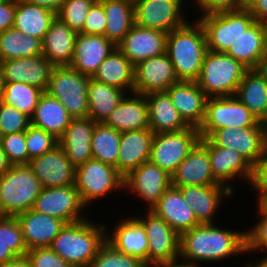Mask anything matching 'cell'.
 <instances>
[{"mask_svg": "<svg viewBox=\"0 0 267 267\" xmlns=\"http://www.w3.org/2000/svg\"><path fill=\"white\" fill-rule=\"evenodd\" d=\"M221 224H200L180 235L179 261L193 267L214 266L237 257H245L246 229ZM220 225V226H219ZM228 226V227H227ZM235 256V257H234ZM202 263V264H201Z\"/></svg>", "mask_w": 267, "mask_h": 267, "instance_id": "obj_1", "label": "cell"}, {"mask_svg": "<svg viewBox=\"0 0 267 267\" xmlns=\"http://www.w3.org/2000/svg\"><path fill=\"white\" fill-rule=\"evenodd\" d=\"M91 215L83 220L65 223L49 246L73 267H89L106 241V221L98 223Z\"/></svg>", "mask_w": 267, "mask_h": 267, "instance_id": "obj_2", "label": "cell"}, {"mask_svg": "<svg viewBox=\"0 0 267 267\" xmlns=\"http://www.w3.org/2000/svg\"><path fill=\"white\" fill-rule=\"evenodd\" d=\"M207 51L204 29L194 17L182 27L167 34L166 54L179 80L198 79Z\"/></svg>", "mask_w": 267, "mask_h": 267, "instance_id": "obj_3", "label": "cell"}, {"mask_svg": "<svg viewBox=\"0 0 267 267\" xmlns=\"http://www.w3.org/2000/svg\"><path fill=\"white\" fill-rule=\"evenodd\" d=\"M75 187L81 202L89 210L91 206H95V203L97 205L98 201L109 199L113 193V199L119 194L125 195L124 176L116 167L95 159L87 160L75 168Z\"/></svg>", "mask_w": 267, "mask_h": 267, "instance_id": "obj_4", "label": "cell"}, {"mask_svg": "<svg viewBox=\"0 0 267 267\" xmlns=\"http://www.w3.org/2000/svg\"><path fill=\"white\" fill-rule=\"evenodd\" d=\"M249 69L226 53L208 50L196 82L208 98L235 96Z\"/></svg>", "mask_w": 267, "mask_h": 267, "instance_id": "obj_5", "label": "cell"}, {"mask_svg": "<svg viewBox=\"0 0 267 267\" xmlns=\"http://www.w3.org/2000/svg\"><path fill=\"white\" fill-rule=\"evenodd\" d=\"M42 189L28 165H12L0 177V215L16 216L30 210Z\"/></svg>", "mask_w": 267, "mask_h": 267, "instance_id": "obj_6", "label": "cell"}, {"mask_svg": "<svg viewBox=\"0 0 267 267\" xmlns=\"http://www.w3.org/2000/svg\"><path fill=\"white\" fill-rule=\"evenodd\" d=\"M89 81V76L71 66H54L45 92L58 99L72 118H86Z\"/></svg>", "mask_w": 267, "mask_h": 267, "instance_id": "obj_7", "label": "cell"}, {"mask_svg": "<svg viewBox=\"0 0 267 267\" xmlns=\"http://www.w3.org/2000/svg\"><path fill=\"white\" fill-rule=\"evenodd\" d=\"M265 127L258 118L236 97L208 98L205 116L198 128L200 138H208L222 128Z\"/></svg>", "mask_w": 267, "mask_h": 267, "instance_id": "obj_8", "label": "cell"}, {"mask_svg": "<svg viewBox=\"0 0 267 267\" xmlns=\"http://www.w3.org/2000/svg\"><path fill=\"white\" fill-rule=\"evenodd\" d=\"M194 18L204 29L208 50L218 53H226L231 44L255 22L254 17L246 8Z\"/></svg>", "mask_w": 267, "mask_h": 267, "instance_id": "obj_9", "label": "cell"}, {"mask_svg": "<svg viewBox=\"0 0 267 267\" xmlns=\"http://www.w3.org/2000/svg\"><path fill=\"white\" fill-rule=\"evenodd\" d=\"M186 0H135V24L142 28L169 33L185 25L189 20L191 5ZM187 4V5H186ZM189 4V5H188ZM188 7V8H186ZM186 14V15H185ZM188 16V18H187Z\"/></svg>", "mask_w": 267, "mask_h": 267, "instance_id": "obj_10", "label": "cell"}, {"mask_svg": "<svg viewBox=\"0 0 267 267\" xmlns=\"http://www.w3.org/2000/svg\"><path fill=\"white\" fill-rule=\"evenodd\" d=\"M142 211L133 216L144 227L149 241L145 262L150 266L179 261L180 235L153 211Z\"/></svg>", "mask_w": 267, "mask_h": 267, "instance_id": "obj_11", "label": "cell"}, {"mask_svg": "<svg viewBox=\"0 0 267 267\" xmlns=\"http://www.w3.org/2000/svg\"><path fill=\"white\" fill-rule=\"evenodd\" d=\"M199 141V130L192 126L179 132L155 133L149 160L172 176Z\"/></svg>", "mask_w": 267, "mask_h": 267, "instance_id": "obj_12", "label": "cell"}, {"mask_svg": "<svg viewBox=\"0 0 267 267\" xmlns=\"http://www.w3.org/2000/svg\"><path fill=\"white\" fill-rule=\"evenodd\" d=\"M172 186V176L150 160L144 162L124 177V192L142 201L145 210L160 200L164 192ZM139 199V200H138ZM144 203V204H143Z\"/></svg>", "mask_w": 267, "mask_h": 267, "instance_id": "obj_13", "label": "cell"}, {"mask_svg": "<svg viewBox=\"0 0 267 267\" xmlns=\"http://www.w3.org/2000/svg\"><path fill=\"white\" fill-rule=\"evenodd\" d=\"M199 142L209 152L211 172L220 185L225 186L234 194L237 193L234 189L237 188L236 183L239 184L237 181L241 184L247 182L249 186L253 166L241 154L233 149L215 146L208 138H200ZM241 179L243 181H240Z\"/></svg>", "mask_w": 267, "mask_h": 267, "instance_id": "obj_14", "label": "cell"}, {"mask_svg": "<svg viewBox=\"0 0 267 267\" xmlns=\"http://www.w3.org/2000/svg\"><path fill=\"white\" fill-rule=\"evenodd\" d=\"M32 209L61 219L65 223L83 220L90 214L87 207L81 202L75 184L43 188Z\"/></svg>", "mask_w": 267, "mask_h": 267, "instance_id": "obj_15", "label": "cell"}, {"mask_svg": "<svg viewBox=\"0 0 267 267\" xmlns=\"http://www.w3.org/2000/svg\"><path fill=\"white\" fill-rule=\"evenodd\" d=\"M208 139L215 146L238 152L252 166L259 161L267 149L265 127L222 128L215 130Z\"/></svg>", "mask_w": 267, "mask_h": 267, "instance_id": "obj_16", "label": "cell"}, {"mask_svg": "<svg viewBox=\"0 0 267 267\" xmlns=\"http://www.w3.org/2000/svg\"><path fill=\"white\" fill-rule=\"evenodd\" d=\"M177 188L181 191L200 224L222 223L217 216L221 212V205L224 206L226 203H223V201L228 200L229 202L230 199L233 202V198L236 196V194L223 185L184 186Z\"/></svg>", "mask_w": 267, "mask_h": 267, "instance_id": "obj_17", "label": "cell"}, {"mask_svg": "<svg viewBox=\"0 0 267 267\" xmlns=\"http://www.w3.org/2000/svg\"><path fill=\"white\" fill-rule=\"evenodd\" d=\"M178 81L174 66L166 53L141 61L134 66V92L137 94L165 92Z\"/></svg>", "mask_w": 267, "mask_h": 267, "instance_id": "obj_18", "label": "cell"}, {"mask_svg": "<svg viewBox=\"0 0 267 267\" xmlns=\"http://www.w3.org/2000/svg\"><path fill=\"white\" fill-rule=\"evenodd\" d=\"M28 166L43 188L75 184V167L59 144L41 156L31 159Z\"/></svg>", "mask_w": 267, "mask_h": 267, "instance_id": "obj_19", "label": "cell"}, {"mask_svg": "<svg viewBox=\"0 0 267 267\" xmlns=\"http://www.w3.org/2000/svg\"><path fill=\"white\" fill-rule=\"evenodd\" d=\"M166 40L167 33L134 24L117 48L135 66L141 61L166 53Z\"/></svg>", "mask_w": 267, "mask_h": 267, "instance_id": "obj_20", "label": "cell"}, {"mask_svg": "<svg viewBox=\"0 0 267 267\" xmlns=\"http://www.w3.org/2000/svg\"><path fill=\"white\" fill-rule=\"evenodd\" d=\"M54 66L41 54L0 61L3 82H23L46 91Z\"/></svg>", "mask_w": 267, "mask_h": 267, "instance_id": "obj_21", "label": "cell"}, {"mask_svg": "<svg viewBox=\"0 0 267 267\" xmlns=\"http://www.w3.org/2000/svg\"><path fill=\"white\" fill-rule=\"evenodd\" d=\"M123 216L115 222L113 229L106 223V240L123 254L143 261L147 259L149 241L142 224L132 215ZM109 231V232H108Z\"/></svg>", "mask_w": 267, "mask_h": 267, "instance_id": "obj_22", "label": "cell"}, {"mask_svg": "<svg viewBox=\"0 0 267 267\" xmlns=\"http://www.w3.org/2000/svg\"><path fill=\"white\" fill-rule=\"evenodd\" d=\"M184 121L199 128L205 116L208 97L196 81L179 80L165 91Z\"/></svg>", "mask_w": 267, "mask_h": 267, "instance_id": "obj_23", "label": "cell"}, {"mask_svg": "<svg viewBox=\"0 0 267 267\" xmlns=\"http://www.w3.org/2000/svg\"><path fill=\"white\" fill-rule=\"evenodd\" d=\"M116 47L104 35L78 33L70 66L81 74L92 77Z\"/></svg>", "mask_w": 267, "mask_h": 267, "instance_id": "obj_24", "label": "cell"}, {"mask_svg": "<svg viewBox=\"0 0 267 267\" xmlns=\"http://www.w3.org/2000/svg\"><path fill=\"white\" fill-rule=\"evenodd\" d=\"M18 220L27 249L49 247L65 222L32 208L15 216Z\"/></svg>", "mask_w": 267, "mask_h": 267, "instance_id": "obj_25", "label": "cell"}, {"mask_svg": "<svg viewBox=\"0 0 267 267\" xmlns=\"http://www.w3.org/2000/svg\"><path fill=\"white\" fill-rule=\"evenodd\" d=\"M220 185L211 172L208 150L198 142L172 175V186Z\"/></svg>", "mask_w": 267, "mask_h": 267, "instance_id": "obj_26", "label": "cell"}, {"mask_svg": "<svg viewBox=\"0 0 267 267\" xmlns=\"http://www.w3.org/2000/svg\"><path fill=\"white\" fill-rule=\"evenodd\" d=\"M95 125L96 122L90 117L72 118L69 126L58 139V144L75 168L92 159L91 139Z\"/></svg>", "mask_w": 267, "mask_h": 267, "instance_id": "obj_27", "label": "cell"}, {"mask_svg": "<svg viewBox=\"0 0 267 267\" xmlns=\"http://www.w3.org/2000/svg\"><path fill=\"white\" fill-rule=\"evenodd\" d=\"M151 211L165 220L179 235L200 225L181 191L173 186L164 192Z\"/></svg>", "mask_w": 267, "mask_h": 267, "instance_id": "obj_28", "label": "cell"}, {"mask_svg": "<svg viewBox=\"0 0 267 267\" xmlns=\"http://www.w3.org/2000/svg\"><path fill=\"white\" fill-rule=\"evenodd\" d=\"M103 123L119 132L149 128L146 96L126 93Z\"/></svg>", "mask_w": 267, "mask_h": 267, "instance_id": "obj_29", "label": "cell"}, {"mask_svg": "<svg viewBox=\"0 0 267 267\" xmlns=\"http://www.w3.org/2000/svg\"><path fill=\"white\" fill-rule=\"evenodd\" d=\"M153 137L150 128L121 132L117 170L124 177L150 159Z\"/></svg>", "mask_w": 267, "mask_h": 267, "instance_id": "obj_30", "label": "cell"}, {"mask_svg": "<svg viewBox=\"0 0 267 267\" xmlns=\"http://www.w3.org/2000/svg\"><path fill=\"white\" fill-rule=\"evenodd\" d=\"M77 34L56 17L42 40V55L53 66H70Z\"/></svg>", "mask_w": 267, "mask_h": 267, "instance_id": "obj_31", "label": "cell"}, {"mask_svg": "<svg viewBox=\"0 0 267 267\" xmlns=\"http://www.w3.org/2000/svg\"><path fill=\"white\" fill-rule=\"evenodd\" d=\"M145 96L148 103L149 128L154 134L179 132L190 127L166 92H152Z\"/></svg>", "mask_w": 267, "mask_h": 267, "instance_id": "obj_32", "label": "cell"}, {"mask_svg": "<svg viewBox=\"0 0 267 267\" xmlns=\"http://www.w3.org/2000/svg\"><path fill=\"white\" fill-rule=\"evenodd\" d=\"M267 53V26L254 22L231 44L227 55L240 61L249 70L254 69Z\"/></svg>", "mask_w": 267, "mask_h": 267, "instance_id": "obj_33", "label": "cell"}, {"mask_svg": "<svg viewBox=\"0 0 267 267\" xmlns=\"http://www.w3.org/2000/svg\"><path fill=\"white\" fill-rule=\"evenodd\" d=\"M72 117L64 105L47 92H43L30 118L32 126L43 129L59 139L69 126Z\"/></svg>", "mask_w": 267, "mask_h": 267, "instance_id": "obj_34", "label": "cell"}, {"mask_svg": "<svg viewBox=\"0 0 267 267\" xmlns=\"http://www.w3.org/2000/svg\"><path fill=\"white\" fill-rule=\"evenodd\" d=\"M91 78L126 93L134 92V65L117 47L99 65Z\"/></svg>", "mask_w": 267, "mask_h": 267, "instance_id": "obj_35", "label": "cell"}, {"mask_svg": "<svg viewBox=\"0 0 267 267\" xmlns=\"http://www.w3.org/2000/svg\"><path fill=\"white\" fill-rule=\"evenodd\" d=\"M55 18L56 13L53 11L29 3L27 0H16L13 27L24 34L43 40Z\"/></svg>", "mask_w": 267, "mask_h": 267, "instance_id": "obj_36", "label": "cell"}, {"mask_svg": "<svg viewBox=\"0 0 267 267\" xmlns=\"http://www.w3.org/2000/svg\"><path fill=\"white\" fill-rule=\"evenodd\" d=\"M235 96L258 118L267 120V81L254 69L248 70Z\"/></svg>", "mask_w": 267, "mask_h": 267, "instance_id": "obj_37", "label": "cell"}, {"mask_svg": "<svg viewBox=\"0 0 267 267\" xmlns=\"http://www.w3.org/2000/svg\"><path fill=\"white\" fill-rule=\"evenodd\" d=\"M126 92L90 77L88 86L89 116L96 123H103L117 107Z\"/></svg>", "mask_w": 267, "mask_h": 267, "instance_id": "obj_38", "label": "cell"}, {"mask_svg": "<svg viewBox=\"0 0 267 267\" xmlns=\"http://www.w3.org/2000/svg\"><path fill=\"white\" fill-rule=\"evenodd\" d=\"M106 16L104 36L116 46L135 24L134 3L123 1H99Z\"/></svg>", "mask_w": 267, "mask_h": 267, "instance_id": "obj_39", "label": "cell"}, {"mask_svg": "<svg viewBox=\"0 0 267 267\" xmlns=\"http://www.w3.org/2000/svg\"><path fill=\"white\" fill-rule=\"evenodd\" d=\"M42 54V40L22 33L14 27L0 33V61Z\"/></svg>", "mask_w": 267, "mask_h": 267, "instance_id": "obj_40", "label": "cell"}, {"mask_svg": "<svg viewBox=\"0 0 267 267\" xmlns=\"http://www.w3.org/2000/svg\"><path fill=\"white\" fill-rule=\"evenodd\" d=\"M121 132L104 123H96L92 133V159L117 168Z\"/></svg>", "mask_w": 267, "mask_h": 267, "instance_id": "obj_41", "label": "cell"}, {"mask_svg": "<svg viewBox=\"0 0 267 267\" xmlns=\"http://www.w3.org/2000/svg\"><path fill=\"white\" fill-rule=\"evenodd\" d=\"M27 251L16 217L0 215V264L25 256Z\"/></svg>", "mask_w": 267, "mask_h": 267, "instance_id": "obj_42", "label": "cell"}, {"mask_svg": "<svg viewBox=\"0 0 267 267\" xmlns=\"http://www.w3.org/2000/svg\"><path fill=\"white\" fill-rule=\"evenodd\" d=\"M3 83L2 102L18 109L31 118L44 91L23 82Z\"/></svg>", "mask_w": 267, "mask_h": 267, "instance_id": "obj_43", "label": "cell"}, {"mask_svg": "<svg viewBox=\"0 0 267 267\" xmlns=\"http://www.w3.org/2000/svg\"><path fill=\"white\" fill-rule=\"evenodd\" d=\"M254 211L256 222L246 227V252L247 257H256L267 254V208L262 203H255ZM257 215V216H256Z\"/></svg>", "mask_w": 267, "mask_h": 267, "instance_id": "obj_44", "label": "cell"}, {"mask_svg": "<svg viewBox=\"0 0 267 267\" xmlns=\"http://www.w3.org/2000/svg\"><path fill=\"white\" fill-rule=\"evenodd\" d=\"M89 267H149V265L139 258L123 254L106 240Z\"/></svg>", "mask_w": 267, "mask_h": 267, "instance_id": "obj_45", "label": "cell"}, {"mask_svg": "<svg viewBox=\"0 0 267 267\" xmlns=\"http://www.w3.org/2000/svg\"><path fill=\"white\" fill-rule=\"evenodd\" d=\"M97 0H66L56 13L62 22L66 23L72 30L79 33L91 6Z\"/></svg>", "mask_w": 267, "mask_h": 267, "instance_id": "obj_46", "label": "cell"}, {"mask_svg": "<svg viewBox=\"0 0 267 267\" xmlns=\"http://www.w3.org/2000/svg\"><path fill=\"white\" fill-rule=\"evenodd\" d=\"M0 143L12 165H28L31 159L26 147L25 131L1 136Z\"/></svg>", "mask_w": 267, "mask_h": 267, "instance_id": "obj_47", "label": "cell"}, {"mask_svg": "<svg viewBox=\"0 0 267 267\" xmlns=\"http://www.w3.org/2000/svg\"><path fill=\"white\" fill-rule=\"evenodd\" d=\"M25 140L30 159L41 156L58 145V139L52 134L32 125L25 131Z\"/></svg>", "mask_w": 267, "mask_h": 267, "instance_id": "obj_48", "label": "cell"}, {"mask_svg": "<svg viewBox=\"0 0 267 267\" xmlns=\"http://www.w3.org/2000/svg\"><path fill=\"white\" fill-rule=\"evenodd\" d=\"M30 125L29 116L10 105L0 102V131L2 136L26 131Z\"/></svg>", "mask_w": 267, "mask_h": 267, "instance_id": "obj_49", "label": "cell"}, {"mask_svg": "<svg viewBox=\"0 0 267 267\" xmlns=\"http://www.w3.org/2000/svg\"><path fill=\"white\" fill-rule=\"evenodd\" d=\"M191 3L192 4L190 5V7H193L191 9L193 12H191L192 16L190 15V17H196V15L199 16L213 14L222 11H235L243 9L246 6L241 0H191ZM192 13H194L195 15H193Z\"/></svg>", "mask_w": 267, "mask_h": 267, "instance_id": "obj_50", "label": "cell"}, {"mask_svg": "<svg viewBox=\"0 0 267 267\" xmlns=\"http://www.w3.org/2000/svg\"><path fill=\"white\" fill-rule=\"evenodd\" d=\"M31 267H73L50 247L29 249L26 253Z\"/></svg>", "mask_w": 267, "mask_h": 267, "instance_id": "obj_51", "label": "cell"}, {"mask_svg": "<svg viewBox=\"0 0 267 267\" xmlns=\"http://www.w3.org/2000/svg\"><path fill=\"white\" fill-rule=\"evenodd\" d=\"M250 191L255 192L256 203L267 199V149L259 161L253 166V175L250 181Z\"/></svg>", "mask_w": 267, "mask_h": 267, "instance_id": "obj_52", "label": "cell"}, {"mask_svg": "<svg viewBox=\"0 0 267 267\" xmlns=\"http://www.w3.org/2000/svg\"><path fill=\"white\" fill-rule=\"evenodd\" d=\"M106 28V16L103 5L97 0L90 8L79 33L104 35Z\"/></svg>", "mask_w": 267, "mask_h": 267, "instance_id": "obj_53", "label": "cell"}, {"mask_svg": "<svg viewBox=\"0 0 267 267\" xmlns=\"http://www.w3.org/2000/svg\"><path fill=\"white\" fill-rule=\"evenodd\" d=\"M16 0H7L0 5V33L14 26Z\"/></svg>", "mask_w": 267, "mask_h": 267, "instance_id": "obj_54", "label": "cell"}, {"mask_svg": "<svg viewBox=\"0 0 267 267\" xmlns=\"http://www.w3.org/2000/svg\"><path fill=\"white\" fill-rule=\"evenodd\" d=\"M245 8L251 13L256 22L267 26V0H250Z\"/></svg>", "mask_w": 267, "mask_h": 267, "instance_id": "obj_55", "label": "cell"}, {"mask_svg": "<svg viewBox=\"0 0 267 267\" xmlns=\"http://www.w3.org/2000/svg\"><path fill=\"white\" fill-rule=\"evenodd\" d=\"M29 3L57 13L66 0H27Z\"/></svg>", "mask_w": 267, "mask_h": 267, "instance_id": "obj_56", "label": "cell"}, {"mask_svg": "<svg viewBox=\"0 0 267 267\" xmlns=\"http://www.w3.org/2000/svg\"><path fill=\"white\" fill-rule=\"evenodd\" d=\"M0 267H31L27 256L16 257L15 259L8 261L7 263L0 264Z\"/></svg>", "mask_w": 267, "mask_h": 267, "instance_id": "obj_57", "label": "cell"}, {"mask_svg": "<svg viewBox=\"0 0 267 267\" xmlns=\"http://www.w3.org/2000/svg\"><path fill=\"white\" fill-rule=\"evenodd\" d=\"M12 167V164L8 160L6 153L3 151V148L0 143V177L3 176L9 169Z\"/></svg>", "mask_w": 267, "mask_h": 267, "instance_id": "obj_58", "label": "cell"}, {"mask_svg": "<svg viewBox=\"0 0 267 267\" xmlns=\"http://www.w3.org/2000/svg\"><path fill=\"white\" fill-rule=\"evenodd\" d=\"M254 70L267 81V53L259 60Z\"/></svg>", "mask_w": 267, "mask_h": 267, "instance_id": "obj_59", "label": "cell"}, {"mask_svg": "<svg viewBox=\"0 0 267 267\" xmlns=\"http://www.w3.org/2000/svg\"><path fill=\"white\" fill-rule=\"evenodd\" d=\"M261 258H255L253 256L252 258H248L247 260H249L248 262L253 266V267H267V254L266 255H261ZM255 258V260H254Z\"/></svg>", "mask_w": 267, "mask_h": 267, "instance_id": "obj_60", "label": "cell"}, {"mask_svg": "<svg viewBox=\"0 0 267 267\" xmlns=\"http://www.w3.org/2000/svg\"><path fill=\"white\" fill-rule=\"evenodd\" d=\"M149 267H193V266L177 261L174 263L154 264V265H150Z\"/></svg>", "mask_w": 267, "mask_h": 267, "instance_id": "obj_61", "label": "cell"}, {"mask_svg": "<svg viewBox=\"0 0 267 267\" xmlns=\"http://www.w3.org/2000/svg\"><path fill=\"white\" fill-rule=\"evenodd\" d=\"M3 86H4V83H3L1 73H0V102H2Z\"/></svg>", "mask_w": 267, "mask_h": 267, "instance_id": "obj_62", "label": "cell"}, {"mask_svg": "<svg viewBox=\"0 0 267 267\" xmlns=\"http://www.w3.org/2000/svg\"><path fill=\"white\" fill-rule=\"evenodd\" d=\"M246 262V263H245ZM237 266H243V267H253L249 262L247 263V260L244 261V264L243 265H238V263L235 261L234 262ZM234 267V266H233Z\"/></svg>", "mask_w": 267, "mask_h": 267, "instance_id": "obj_63", "label": "cell"}, {"mask_svg": "<svg viewBox=\"0 0 267 267\" xmlns=\"http://www.w3.org/2000/svg\"><path fill=\"white\" fill-rule=\"evenodd\" d=\"M98 1H107V0H98ZM108 1H123V2H127V3H134L135 0H108Z\"/></svg>", "mask_w": 267, "mask_h": 267, "instance_id": "obj_64", "label": "cell"}, {"mask_svg": "<svg viewBox=\"0 0 267 267\" xmlns=\"http://www.w3.org/2000/svg\"><path fill=\"white\" fill-rule=\"evenodd\" d=\"M264 123H265V134H266V145H267V120Z\"/></svg>", "mask_w": 267, "mask_h": 267, "instance_id": "obj_65", "label": "cell"}, {"mask_svg": "<svg viewBox=\"0 0 267 267\" xmlns=\"http://www.w3.org/2000/svg\"><path fill=\"white\" fill-rule=\"evenodd\" d=\"M262 204L267 208V199H265Z\"/></svg>", "mask_w": 267, "mask_h": 267, "instance_id": "obj_66", "label": "cell"}, {"mask_svg": "<svg viewBox=\"0 0 267 267\" xmlns=\"http://www.w3.org/2000/svg\"><path fill=\"white\" fill-rule=\"evenodd\" d=\"M245 5L250 1V0H241Z\"/></svg>", "mask_w": 267, "mask_h": 267, "instance_id": "obj_67", "label": "cell"}, {"mask_svg": "<svg viewBox=\"0 0 267 267\" xmlns=\"http://www.w3.org/2000/svg\"><path fill=\"white\" fill-rule=\"evenodd\" d=\"M7 0H0V5L6 2Z\"/></svg>", "mask_w": 267, "mask_h": 267, "instance_id": "obj_68", "label": "cell"}]
</instances>
